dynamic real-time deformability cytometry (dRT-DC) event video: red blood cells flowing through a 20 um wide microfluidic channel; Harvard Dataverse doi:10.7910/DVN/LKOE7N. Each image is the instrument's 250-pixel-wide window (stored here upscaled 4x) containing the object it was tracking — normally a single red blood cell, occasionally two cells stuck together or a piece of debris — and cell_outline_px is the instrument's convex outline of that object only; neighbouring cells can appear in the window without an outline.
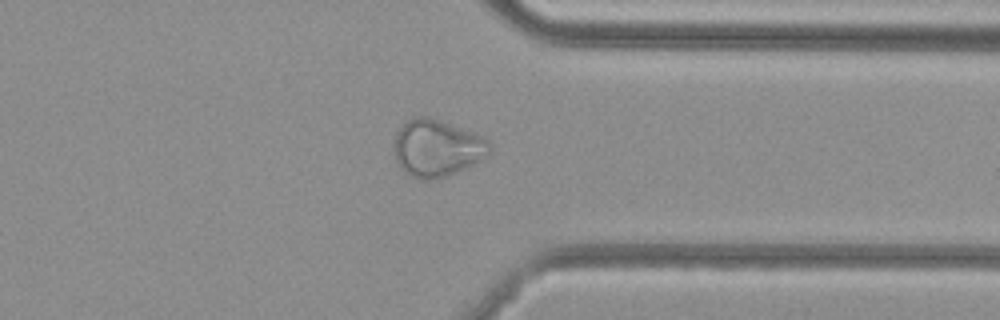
{"species": "common noctule bat (a hibernating species)", "species_latin": "Nyctalus noctula", "temperature_condition": "cold", "stored_images_in_passage": 34, "camera_frame_rate_fps": 3000, "um_per_image_px": 0.085, "animal": {"sex": "female", "body_mass_g": 29.2, "forearm_length_mm": 56.3}, "frame": {"image": 1, "passage_image": 29, "time_ms": 9.333, "image_size_px": [1000, 320], "cell_outline_px": [[492, 148], [488, 156], [448, 176], [432, 180], [420, 180], [404, 172], [400, 168], [396, 160], [392, 144], [396, 132], [412, 116], [428, 116], [440, 120], [480, 136], [488, 140]], "centroid_in_image_um": [37.09, 12.6], "position_along_channel_um": 374.3, "area_um2": 31.85}}